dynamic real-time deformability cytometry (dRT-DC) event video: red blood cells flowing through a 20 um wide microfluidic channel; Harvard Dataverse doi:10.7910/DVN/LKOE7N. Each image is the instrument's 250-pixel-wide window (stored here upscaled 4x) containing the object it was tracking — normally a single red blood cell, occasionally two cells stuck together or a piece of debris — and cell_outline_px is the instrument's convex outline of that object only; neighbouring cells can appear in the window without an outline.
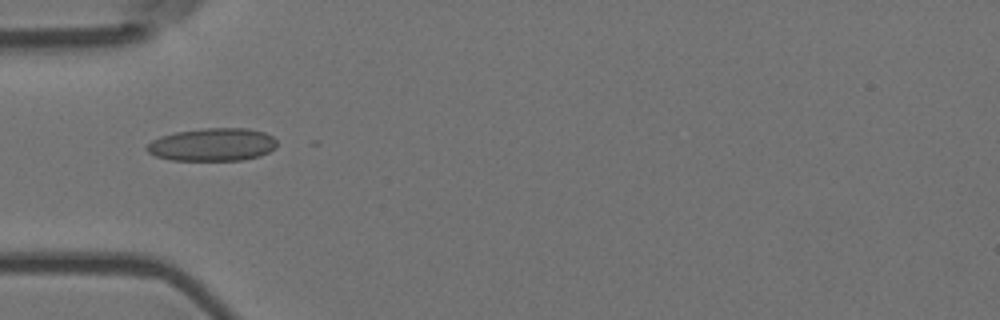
{"species": "Egyptian fruit bat (a non-hibernating species)", "species_latin": "Rousettus aegyptiacus", "temperature_condition": "room temperature", "stored_images_in_passage": 7, "camera_frame_rate_fps": 3000, "um_per_image_px": 0.085, "animal": {"sex": "female"}, "frame": {"image": 1, "passage_image": 4, "time_ms": 1.0, "image_size_px": [1000, 320], "cell_outline_px": [[276, 148], [260, 156], [240, 160], [172, 160], [156, 156], [148, 152], [144, 148], [152, 140], [160, 136], [176, 132], [208, 128], [244, 128], [264, 132], [272, 136], [276, 140]], "centroid_in_image_um": [18.05, 12.29], "position_along_channel_um": 66.9, "area_um2": 24.85}}
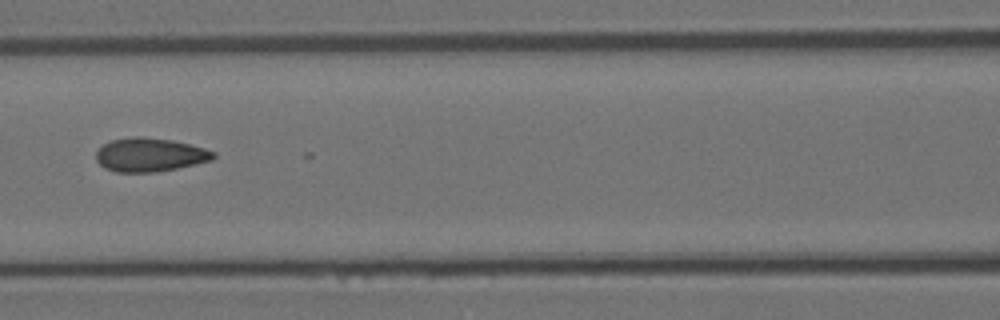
{"frame": {"image": 2, "passage_image": 6, "time_ms": 1.667, "image_size_px": [1000, 320], "cell_outline_px": [[216, 156], [212, 160], [176, 168], [156, 172], [116, 172], [104, 168], [96, 160], [96, 152], [104, 144], [112, 140], [136, 136], [140, 136], [172, 140], [204, 148], [216, 152]], "centroid_in_image_um": [12.73, 13.16], "position_along_channel_um": 153.9, "area_um2": 22.89}}
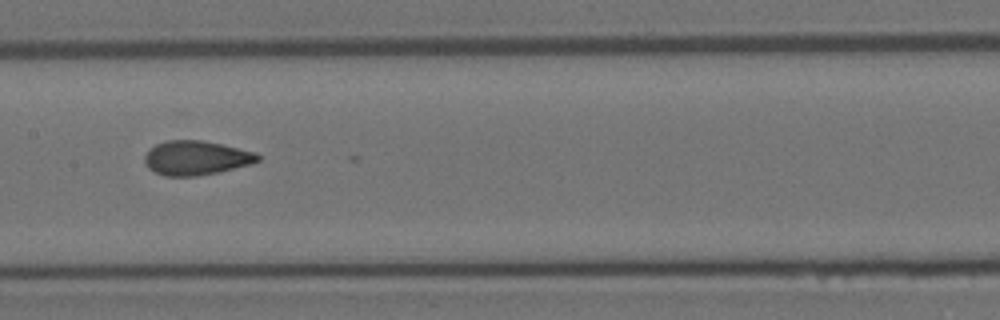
{"frame": {"image": 3, "passage_image": 7, "time_ms": 2.0, "image_size_px": [1000, 320], "cell_outline_px": [[260, 160], [252, 164], [220, 172], [196, 176], [164, 176], [148, 168], [144, 164], [144, 156], [156, 144], [164, 140], [200, 140], [220, 144], [256, 152], [260, 156]], "centroid_in_image_um": [16.67, 13.43], "position_along_channel_um": 190.7, "area_um2": 22.66}}